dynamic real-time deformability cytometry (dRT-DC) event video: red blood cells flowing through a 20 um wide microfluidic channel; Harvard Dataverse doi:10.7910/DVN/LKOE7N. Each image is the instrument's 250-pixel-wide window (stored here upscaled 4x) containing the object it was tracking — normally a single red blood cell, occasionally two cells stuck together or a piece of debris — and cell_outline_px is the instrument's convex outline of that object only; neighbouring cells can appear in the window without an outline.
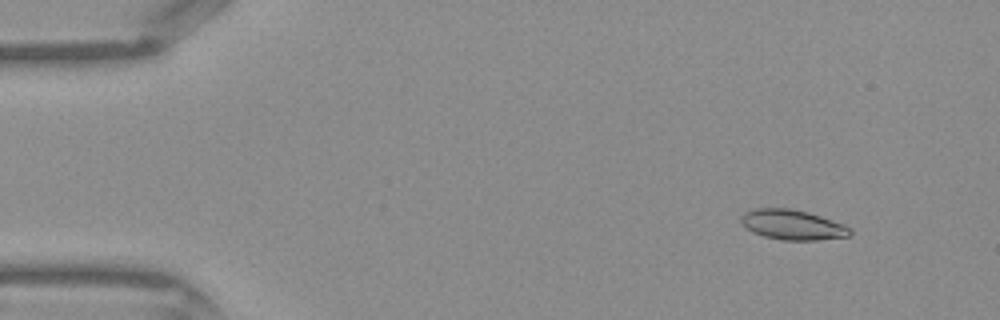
{"species": "Egyptian fruit bat (a non-hibernating species)", "species_latin": "Rousettus aegyptiacus", "temperature_condition": "warm", "stored_images_in_passage": 40, "camera_frame_rate_fps": 3000, "um_per_image_px": 0.085, "frame": {"image": 1, "passage_image": 1, "time_ms": 0.0, "image_size_px": [1000, 320], "cell_outline_px": [[852, 236], [816, 240], [780, 240], [764, 236], [752, 232], [740, 220], [740, 216], [744, 212], [756, 208], [788, 208], [808, 212], [844, 224], [852, 228]], "centroid_in_image_um": [67.39, 19.11], "position_along_channel_um": 17.6, "area_um2": 19.13}}
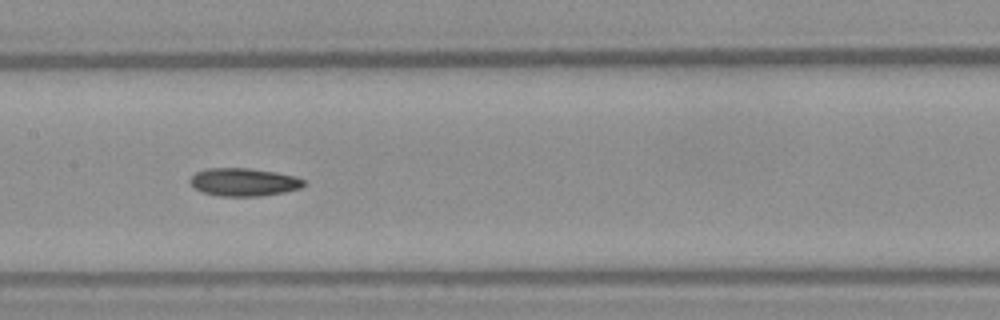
{"frame": {"image": 2, "passage_image": 18, "time_ms": 5.667, "image_size_px": [1000, 320], "cell_outline_px": [[304, 184], [300, 188], [284, 192], [260, 196], [216, 196], [204, 192], [196, 188], [188, 180], [196, 172], [204, 168], [248, 168], [276, 172], [296, 176], [304, 180]], "centroid_in_image_um": [20.71, 15.47], "position_along_channel_um": 186.7, "area_um2": 18.5}}
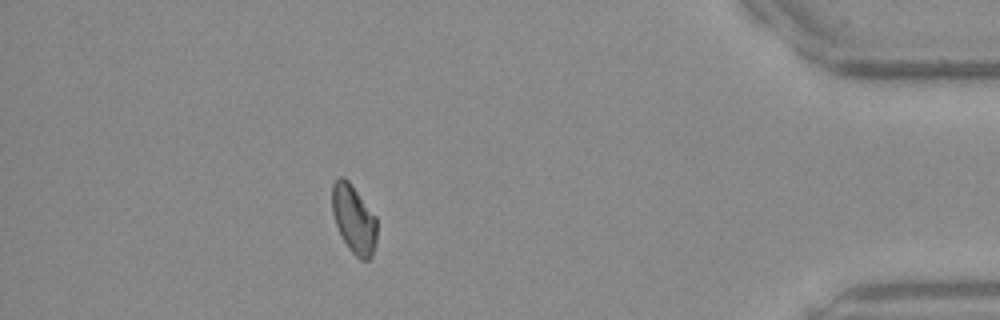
{"frame": {"image": 3, "passage_image": 35, "time_ms": 11.333, "image_size_px": [1000, 320], "cell_outline_px": [[376, 244], [372, 256], [368, 260], [360, 260], [348, 248], [336, 224], [332, 212], [332, 184], [340, 176], [344, 176], [348, 180], [376, 216]], "centroid_in_image_um": [30.08, 18.63], "position_along_channel_um": 405.1, "area_um2": 17.8}}